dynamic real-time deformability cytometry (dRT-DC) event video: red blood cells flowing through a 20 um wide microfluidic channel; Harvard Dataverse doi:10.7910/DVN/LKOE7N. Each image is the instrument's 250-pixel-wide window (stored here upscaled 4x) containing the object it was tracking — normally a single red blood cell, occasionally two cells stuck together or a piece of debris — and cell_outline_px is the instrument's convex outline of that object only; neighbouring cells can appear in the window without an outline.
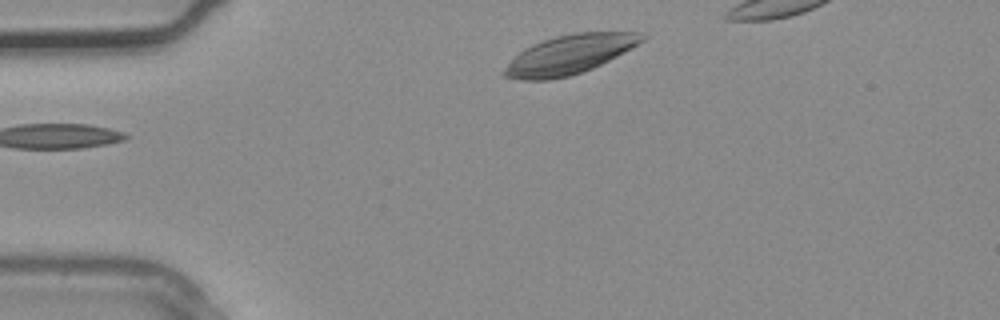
{"species": "common noctule bat (a hibernating species)", "species_latin": "Nyctalus noctula", "temperature_condition": "warm", "stored_images_in_passage": 2, "camera_frame_rate_fps": 3000, "um_per_image_px": 0.085, "animal": {"sex": "male", "body_mass_g": 20.4}, "frame": {"image": 1, "passage_image": 1, "time_ms": 0.0, "image_size_px": [1000, 320], "cell_outline_px": [[648, 36], [644, 40], [624, 52], [592, 68], [568, 76], [548, 80], [520, 80], [500, 76], [500, 72], [524, 48], [532, 44], [556, 36], [576, 32], [644, 32]], "centroid_in_image_um": [48.38, 4.63], "position_along_channel_um": 36.6, "area_um2": 31.21}}